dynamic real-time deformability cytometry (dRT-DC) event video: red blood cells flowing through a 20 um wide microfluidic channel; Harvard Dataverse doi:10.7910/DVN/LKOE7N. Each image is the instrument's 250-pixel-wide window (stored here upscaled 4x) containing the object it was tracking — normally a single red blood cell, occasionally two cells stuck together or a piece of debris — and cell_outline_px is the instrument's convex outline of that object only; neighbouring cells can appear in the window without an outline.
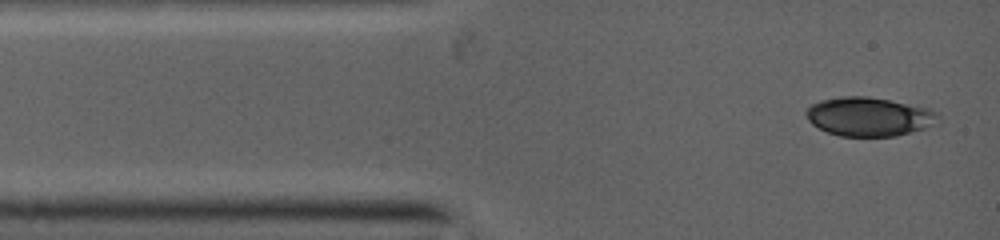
{"species": "common noctule bat (a hibernating species)", "species_latin": "Nyctalus noctula", "temperature_condition": "warm", "stored_images_in_passage": 8, "camera_frame_rate_fps": 5000, "um_per_image_px": 0.085, "animal": {"sex": "female", "body_mass_g": 19.0, "forearm_length_mm": 53.3}, "frame": {"image": 1, "passage_image": 1, "time_ms": 0.0, "image_size_px": [1000, 240], "cell_outline_px": [[940, 116], [924, 128], [896, 136], [840, 136], [828, 132], [812, 124], [808, 120], [804, 112], [812, 104], [820, 100], [840, 96], [868, 96], [892, 100], [928, 108], [936, 112]], "centroid_in_image_um": [73.81, 9.9], "position_along_channel_um": 11.2, "area_um2": 29.71}}
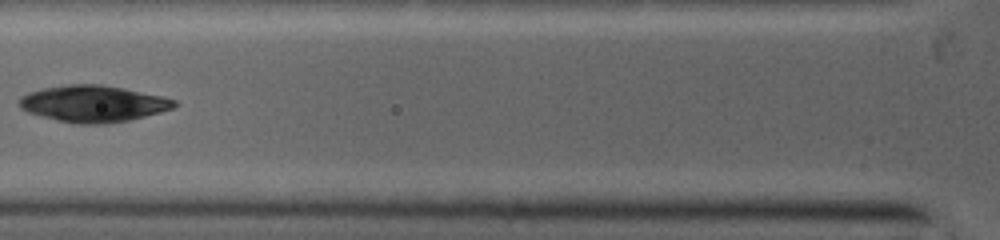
{"frame": {"image": 2, "passage_image": 6, "time_ms": 3.4, "image_size_px": [1000, 240], "cell_outline_px": [[176, 104], [172, 108], [128, 120], [100, 124], [80, 124], [60, 120], [28, 112], [20, 108], [20, 100], [24, 96], [32, 92], [44, 88], [72, 84], [100, 84], [160, 96], [176, 100]], "centroid_in_image_um": [7.92, 8.81], "position_along_channel_um": 117.9, "area_um2": 31.91}}
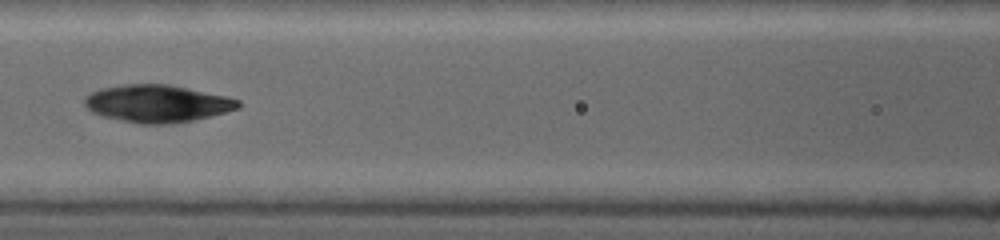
{"frame": {"image": 3, "passage_image": 7, "time_ms": 4.2, "image_size_px": [1000, 240], "cell_outline_px": [[240, 104], [236, 108], [224, 112], [192, 120], [160, 124], [144, 124], [104, 116], [92, 112], [84, 104], [84, 100], [92, 92], [100, 88], [124, 84], [168, 84], [224, 96], [240, 100]], "centroid_in_image_um": [13.33, 8.78], "position_along_channel_um": 153.3, "area_um2": 32.66}}